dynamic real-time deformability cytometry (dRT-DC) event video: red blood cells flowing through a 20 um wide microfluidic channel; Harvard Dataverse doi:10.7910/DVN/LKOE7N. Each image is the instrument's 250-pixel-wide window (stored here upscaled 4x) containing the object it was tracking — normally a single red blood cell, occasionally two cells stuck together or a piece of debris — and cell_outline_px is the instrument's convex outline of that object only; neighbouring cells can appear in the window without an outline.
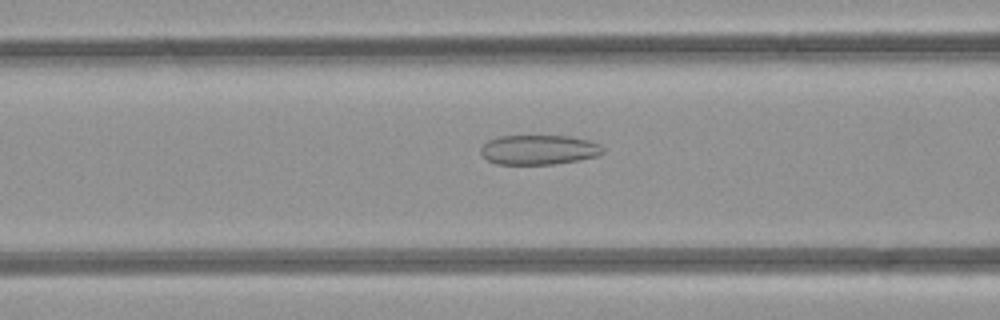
{"species": "common noctule bat (a hibernating species)", "species_latin": "Nyctalus noctula", "temperature_condition": "room temperature", "stored_images_in_passage": 37, "camera_frame_rate_fps": 3000, "um_per_image_px": 0.085, "animal": {"sex": "female", "body_mass_g": 21.9}, "frame": {"image": 1, "passage_image": 8, "time_ms": 2.333, "image_size_px": [1000, 320], "cell_outline_px": [[604, 152], [596, 156], [556, 164], [496, 164], [488, 160], [480, 152], [480, 148], [488, 140], [500, 136], [572, 136], [588, 140], [600, 144], [604, 148]], "centroid_in_image_um": [45.8, 12.72], "position_along_channel_um": 120.8, "area_um2": 21.1}}
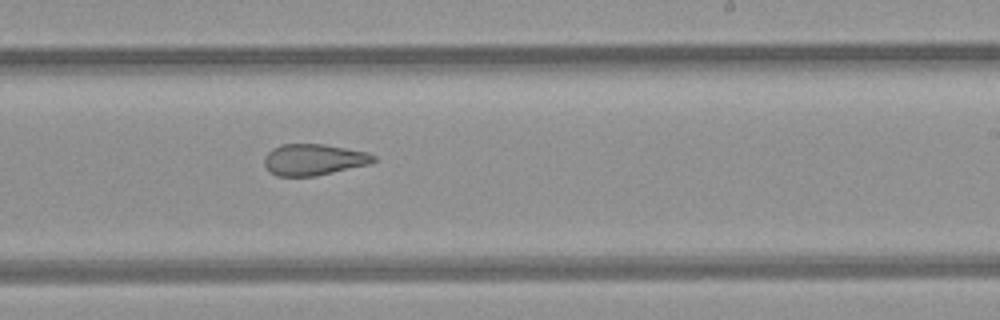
{"frame": {"image": 2, "passage_image": 18, "time_ms": 5.667, "image_size_px": [1000, 320], "cell_outline_px": [[376, 160], [368, 164], [316, 176], [276, 176], [264, 164], [264, 156], [272, 148], [280, 144], [324, 144], [368, 152], [376, 156]], "centroid_in_image_um": [26.66, 13.56], "position_along_channel_um": 262.3, "area_um2": 19.88}}
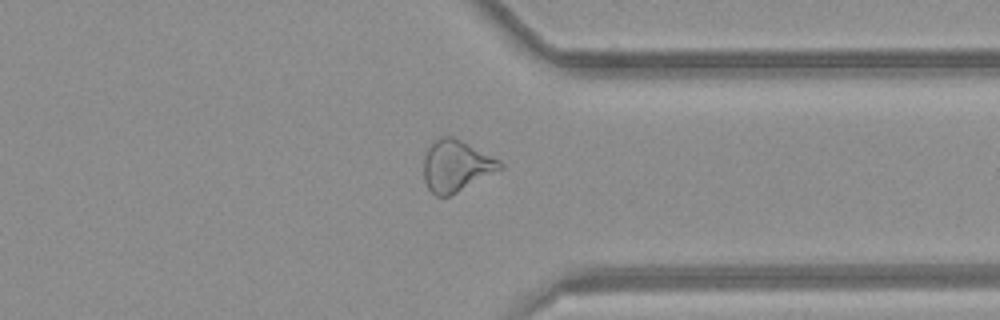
{"frame": {"image": 3, "passage_image": 26, "time_ms": 8.333, "image_size_px": [1000, 320], "cell_outline_px": [[504, 168], [448, 196], [436, 196], [428, 188], [424, 180], [424, 156], [432, 140], [440, 136], [452, 136], [500, 160], [504, 164]], "centroid_in_image_um": [38.76, 14.08], "position_along_channel_um": 372.6, "area_um2": 22.72}, "authors_computed_cell_mechanics": {"area_um2": 22.7154, "velocity_mm_per_s": 4.2451, "shape_relaxation_time_tau1_ms": null, "shape_relaxation_time_tau2_ms": 2.1773, "deformation_change_tau1": null, "deformation_change_tau2": 0.1099}}